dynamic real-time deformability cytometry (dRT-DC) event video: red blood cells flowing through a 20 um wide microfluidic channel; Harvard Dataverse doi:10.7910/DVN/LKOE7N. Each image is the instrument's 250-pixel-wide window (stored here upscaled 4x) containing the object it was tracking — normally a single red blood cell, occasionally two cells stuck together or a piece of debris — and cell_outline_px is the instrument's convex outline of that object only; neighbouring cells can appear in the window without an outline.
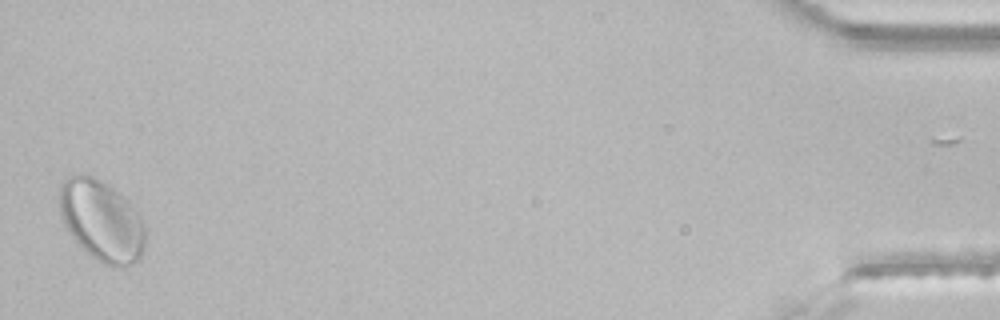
{"species": "common noctule bat (a hibernating species)", "species_latin": "Nyctalus noctula", "temperature_condition": "room temperature", "stored_images_in_passage": 30, "segment_of_instrument_passage": [2, 2], "camera_frame_rate_fps": 3000, "um_per_image_px": 0.085, "animal": {"sex": "male", "body_mass_g": 21.5, "forearm_length_mm": 52.0}, "frame": {"image": 1, "passage_image": 30, "time_ms": 9.667, "image_size_px": [1000, 320], "cell_outline_px": [[144, 248], [140, 260], [124, 268], [112, 268], [104, 264], [92, 256], [68, 232], [60, 216], [60, 188], [64, 180], [76, 172], [92, 176], [100, 180], [128, 200], [140, 212], [144, 228]], "centroid_in_image_um": [8.66, 18.77], "position_along_channel_um": 426.5, "area_um2": 40.63}}